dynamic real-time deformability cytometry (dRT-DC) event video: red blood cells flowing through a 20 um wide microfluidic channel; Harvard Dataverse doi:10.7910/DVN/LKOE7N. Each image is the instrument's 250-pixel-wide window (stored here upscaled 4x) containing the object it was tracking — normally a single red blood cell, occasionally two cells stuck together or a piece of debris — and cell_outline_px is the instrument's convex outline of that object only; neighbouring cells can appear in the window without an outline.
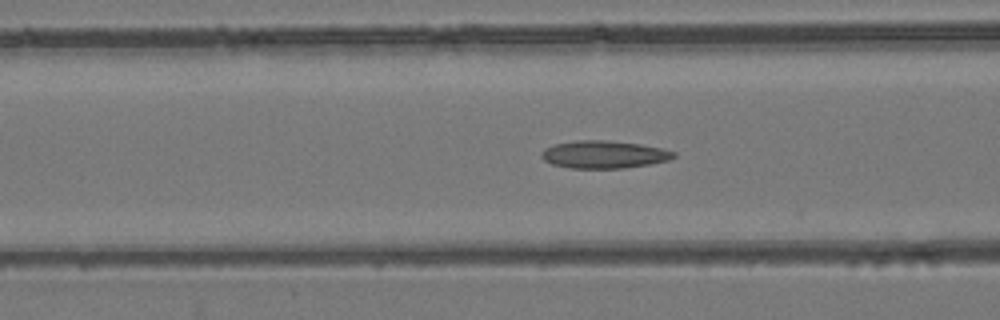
{"species": "common noctule bat (a hibernating species)", "species_latin": "Nyctalus noctula", "temperature_condition": "room temperature", "stored_images_in_passage": 52, "camera_frame_rate_fps": 3000, "um_per_image_px": 0.085, "animal": {"sex": "female", "body_mass_g": 24.6, "forearm_length_mm": 56.2}, "frame": {"image": 1, "passage_image": 20, "time_ms": 6.333, "image_size_px": [1000, 320], "cell_outline_px": [[676, 156], [668, 160], [648, 164], [624, 168], [568, 168], [552, 164], [544, 160], [540, 156], [540, 152], [544, 148], [556, 144], [576, 140], [608, 140], [640, 144], [660, 148], [676, 152]], "centroid_in_image_um": [51.3, 13.13], "position_along_channel_um": 115.3, "area_um2": 21.27}}
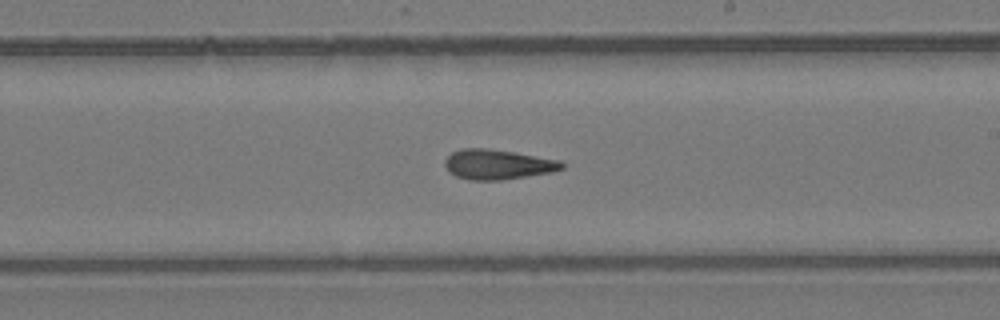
{"frame": {"image": 2, "passage_image": 30, "time_ms": 9.667, "image_size_px": [1000, 320], "cell_outline_px": [[564, 168], [552, 172], [500, 180], [468, 180], [456, 176], [448, 172], [444, 164], [444, 160], [452, 152], [464, 148], [488, 148], [560, 160], [564, 164]], "centroid_in_image_um": [42.27, 13.98], "position_along_channel_um": 246.7, "area_um2": 20.35}}
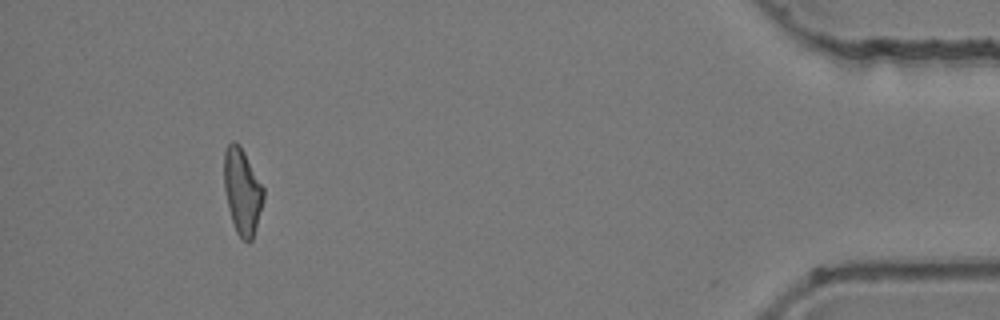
{"frame": {"image": 3, "passage_image": 48, "time_ms": 15.667, "image_size_px": [1000, 320], "cell_outline_px": [[264, 200], [252, 240], [248, 244], [236, 232], [228, 208], [224, 188], [224, 152], [228, 144], [232, 140], [236, 140], [240, 144], [264, 188]], "centroid_in_image_um": [20.59, 16.24], "position_along_channel_um": 414.6, "area_um2": 19.83}, "authors_computed_cell_mechanics": {"area_um2": 20.3456, "velocity_mm_per_s": 3.9492, "shape_relaxation_time_tau1_ms": null, "shape_relaxation_time_tau2_ms": 4.6773, "deformation_change_tau1": null, "deformation_change_tau2": 0.1591}}